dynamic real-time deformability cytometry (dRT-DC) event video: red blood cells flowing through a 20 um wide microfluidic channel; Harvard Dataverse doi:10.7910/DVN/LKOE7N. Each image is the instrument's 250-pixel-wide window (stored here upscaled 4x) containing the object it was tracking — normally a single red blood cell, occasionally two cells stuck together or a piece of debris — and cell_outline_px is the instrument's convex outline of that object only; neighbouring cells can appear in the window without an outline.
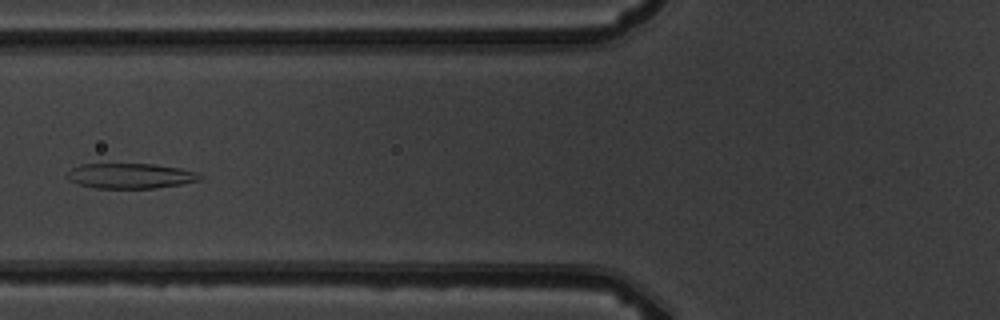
{"species": "common noctule bat (a hibernating species)", "species_latin": "Nyctalus noctula", "temperature_condition": "warm", "stored_images_in_passage": 6, "camera_frame_rate_fps": 3000, "um_per_image_px": 0.085, "animal": {"sex": "male", "body_mass_g": 19.5, "forearm_length_mm": 54.6}, "frame": {"image": 1, "passage_image": 6, "time_ms": 5.667, "image_size_px": [1000, 320], "cell_outline_px": [[204, 176], [200, 180], [180, 184], [156, 188], [96, 188], [80, 184], [68, 180], [64, 176], [72, 168], [80, 164], [152, 164], [180, 168], [196, 172]], "centroid_in_image_um": [11.07, 14.95], "position_along_channel_um": 114.7, "area_um2": 19.48}}